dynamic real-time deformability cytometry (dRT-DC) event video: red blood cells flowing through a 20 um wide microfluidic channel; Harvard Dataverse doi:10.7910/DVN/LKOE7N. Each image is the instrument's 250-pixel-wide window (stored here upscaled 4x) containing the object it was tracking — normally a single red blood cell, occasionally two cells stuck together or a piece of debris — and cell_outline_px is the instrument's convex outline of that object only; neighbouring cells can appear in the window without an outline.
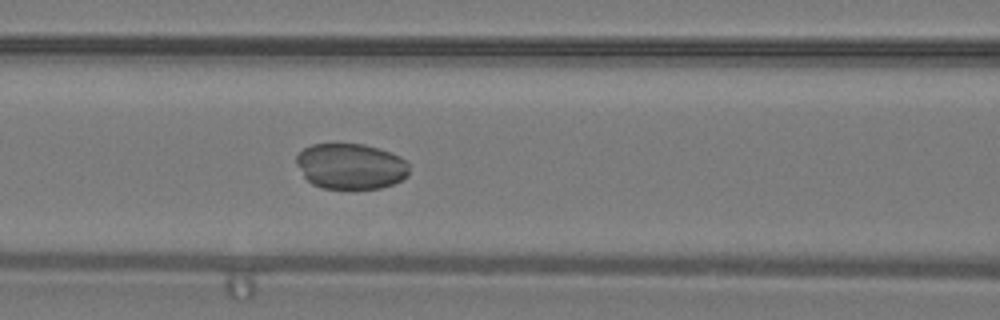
{"species": "common noctule bat (a hibernating species)", "species_latin": "Nyctalus noctula", "temperature_condition": "warm", "stored_images_in_passage": 23, "camera_frame_rate_fps": 3000, "um_per_image_px": 0.085, "animal": {"sex": "male", "body_mass_g": 19.2, "forearm_length_mm": 51.8}, "frame": {"image": 1, "passage_image": 11, "time_ms": 3.333, "image_size_px": [1000, 320], "cell_outline_px": [[408, 176], [392, 184], [380, 188], [324, 188], [312, 184], [304, 176], [296, 164], [296, 156], [304, 148], [312, 144], [364, 144], [380, 148], [392, 152], [408, 160]], "centroid_in_image_um": [29.83, 14.12], "position_along_channel_um": 136.8, "area_um2": 30.11}}
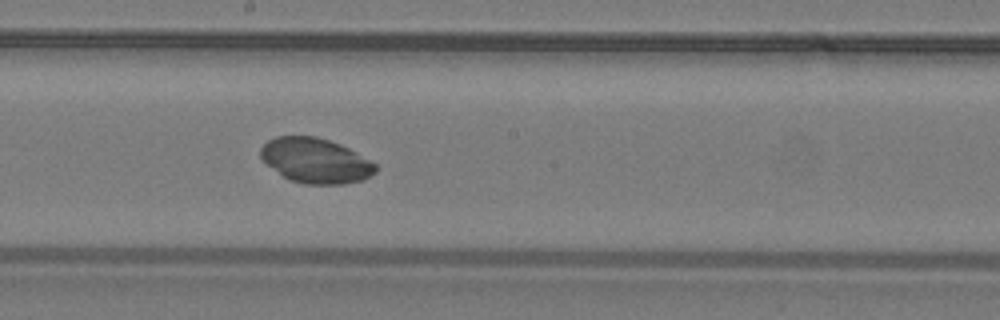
{"frame": {"image": 2, "passage_image": 17, "time_ms": 5.333, "image_size_px": [1000, 320], "cell_outline_px": [[376, 172], [372, 176], [364, 180], [344, 184], [304, 184], [292, 180], [284, 176], [268, 164], [260, 156], [260, 148], [268, 140], [276, 136], [316, 136], [340, 144], [356, 152], [376, 164]], "centroid_in_image_um": [26.85, 13.65], "position_along_channel_um": 221.3, "area_um2": 29.94}}
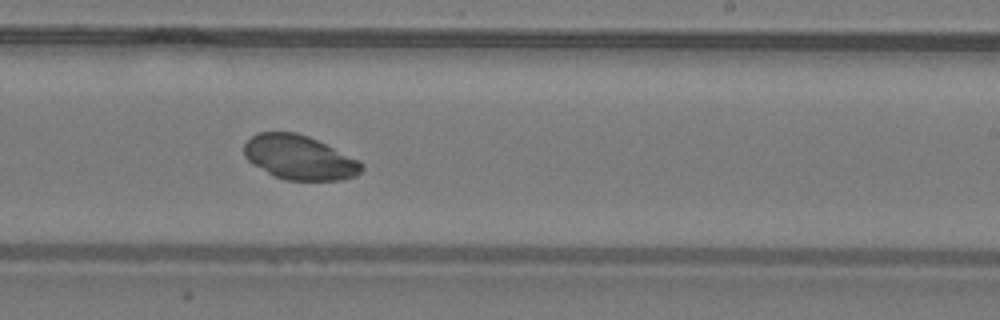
{"frame": {"image": 3, "passage_image": 20, "time_ms": 6.333, "image_size_px": [1000, 320], "cell_outline_px": [[364, 168], [356, 176], [344, 180], [284, 180], [252, 164], [244, 156], [244, 144], [256, 132], [296, 132], [308, 136], [360, 160], [364, 164]], "centroid_in_image_um": [25.47, 13.39], "position_along_channel_um": 263.5, "area_um2": 30.4}}